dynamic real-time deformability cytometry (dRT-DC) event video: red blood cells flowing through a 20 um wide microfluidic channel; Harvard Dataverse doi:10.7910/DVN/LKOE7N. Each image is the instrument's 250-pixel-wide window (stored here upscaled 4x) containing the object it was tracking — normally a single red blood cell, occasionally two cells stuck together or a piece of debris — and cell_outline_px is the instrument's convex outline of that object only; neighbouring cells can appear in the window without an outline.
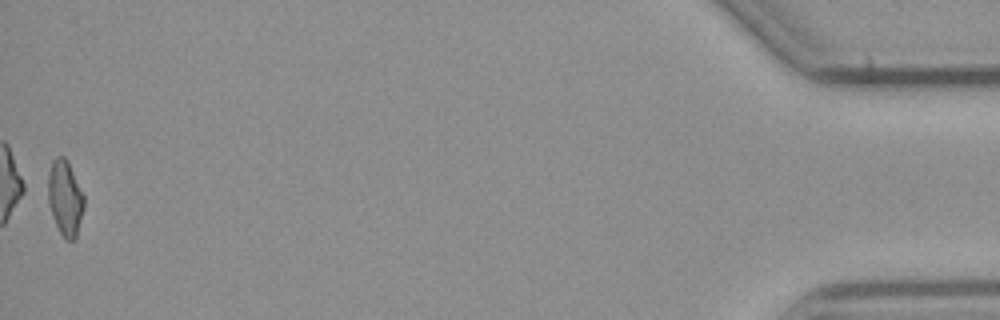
{"species": "common noctule bat (a hibernating species)", "species_latin": "Nyctalus noctula", "temperature_condition": "cold", "stored_images_in_passage": 38, "camera_frame_rate_fps": 3000, "um_per_image_px": 0.085, "animal": {"sex": "male", "body_mass_g": 23.1, "forearm_length_mm": 52.7}, "frame": {"image": 1, "passage_image": 38, "time_ms": 12.333, "image_size_px": [1000, 320], "cell_outline_px": [[84, 208], [76, 236], [72, 240], [64, 240], [52, 216], [48, 204], [48, 176], [52, 160], [56, 156], [64, 156], [68, 160], [84, 196]], "centroid_in_image_um": [5.52, 16.81], "position_along_channel_um": 429.7, "area_um2": 15.84}, "authors_computed_cell_mechanics": {"area_um2": 16.0395, "velocity_mm_per_s": 3.8122, "shape_relaxation_time_tau1_ms": null, "shape_relaxation_time_tau2_ms": 9.7235, "deformation_change_tau1": null, "deformation_change_tau2": 0.183}}